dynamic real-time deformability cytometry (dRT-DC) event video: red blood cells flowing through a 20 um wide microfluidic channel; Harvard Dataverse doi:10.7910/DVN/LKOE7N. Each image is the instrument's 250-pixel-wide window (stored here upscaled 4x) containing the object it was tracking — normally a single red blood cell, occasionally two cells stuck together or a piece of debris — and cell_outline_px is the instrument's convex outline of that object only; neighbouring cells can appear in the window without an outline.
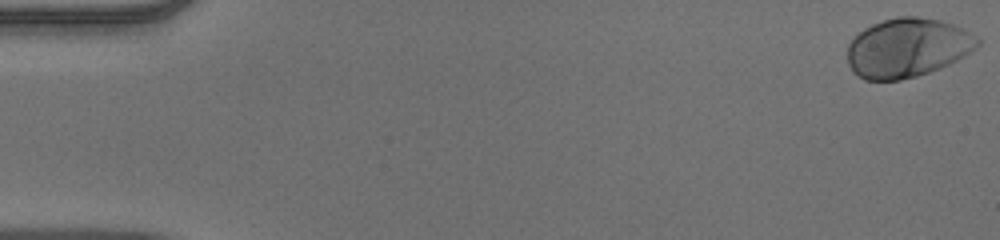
{"species": "human", "species_latin": "Homo sapiens", "temperature_condition": "warm", "stored_images_in_passage": 13, "camera_frame_rate_fps": 3000, "um_per_image_px": 0.085, "donor": {"sex": "male"}, "frame": {"image": 1, "passage_image": 1, "time_ms": 0.0, "image_size_px": [1000, 240], "cell_outline_px": [[980, 44], [976, 48], [964, 56], [940, 68], [916, 76], [900, 80], [864, 80], [852, 72], [848, 64], [848, 44], [864, 28], [872, 24], [896, 16], [916, 16], [940, 20], [952, 24], [968, 32], [980, 40]], "centroid_in_image_um": [77.1, 4.06], "position_along_channel_um": 7.9, "area_um2": 44.62}}